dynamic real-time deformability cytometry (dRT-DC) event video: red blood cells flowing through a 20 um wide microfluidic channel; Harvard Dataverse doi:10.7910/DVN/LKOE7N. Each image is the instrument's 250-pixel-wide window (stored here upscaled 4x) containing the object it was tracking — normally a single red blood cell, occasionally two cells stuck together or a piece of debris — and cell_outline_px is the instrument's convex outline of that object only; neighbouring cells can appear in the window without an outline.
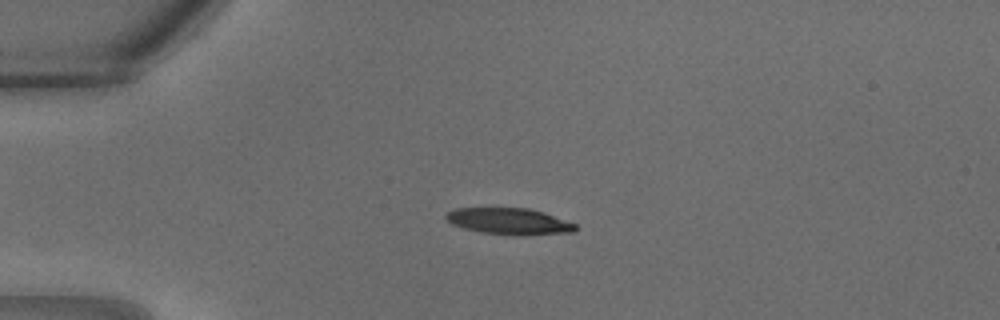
{"species": "common noctule bat (a hibernating species)", "species_latin": "Nyctalus noctula", "temperature_condition": "warm", "stored_images_in_passage": 10, "camera_frame_rate_fps": 3000, "um_per_image_px": 0.085, "animal": {"sex": "male", "body_mass_g": 18.8}, "frame": {"image": 1, "passage_image": 4, "time_ms": 1.0, "image_size_px": [1000, 320], "cell_outline_px": [[576, 228], [572, 232], [520, 236], [516, 236], [480, 232], [464, 228], [452, 224], [444, 220], [444, 216], [452, 208], [528, 208], [544, 212], [576, 224]], "centroid_in_image_um": [43.23, 18.81], "position_along_channel_um": 41.8, "area_um2": 20.11}}
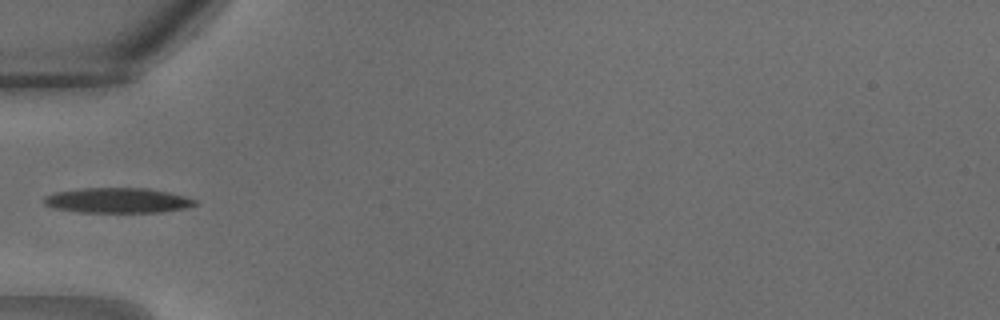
{"frame": {"image": 2, "passage_image": 7, "time_ms": 2.0, "image_size_px": [1000, 320], "cell_outline_px": [[200, 204], [188, 208], [160, 212], [80, 212], [56, 208], [44, 204], [44, 196], [56, 192], [80, 188], [148, 188], [168, 192], [184, 196], [196, 200]], "centroid_in_image_um": [10.05, 17.03], "position_along_channel_um": 75.0, "area_um2": 22.14}}